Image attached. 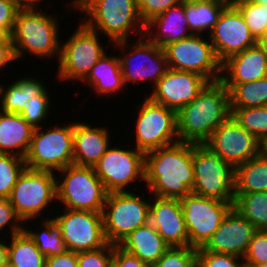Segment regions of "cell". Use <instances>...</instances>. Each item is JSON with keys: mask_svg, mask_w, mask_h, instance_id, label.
I'll use <instances>...</instances> for the list:
<instances>
[{"mask_svg": "<svg viewBox=\"0 0 267 267\" xmlns=\"http://www.w3.org/2000/svg\"><path fill=\"white\" fill-rule=\"evenodd\" d=\"M145 180L155 197L181 199L194 184L193 144L176 142L145 153Z\"/></svg>", "mask_w": 267, "mask_h": 267, "instance_id": "cell-1", "label": "cell"}, {"mask_svg": "<svg viewBox=\"0 0 267 267\" xmlns=\"http://www.w3.org/2000/svg\"><path fill=\"white\" fill-rule=\"evenodd\" d=\"M231 114L229 90L220 80L208 82L192 102L177 112L179 141L204 144Z\"/></svg>", "mask_w": 267, "mask_h": 267, "instance_id": "cell-2", "label": "cell"}, {"mask_svg": "<svg viewBox=\"0 0 267 267\" xmlns=\"http://www.w3.org/2000/svg\"><path fill=\"white\" fill-rule=\"evenodd\" d=\"M56 17L40 9L18 11L12 31V45L17 62L24 59L22 57L27 56L28 52L33 57L41 58V61L50 60L54 56L59 60L61 33L59 19Z\"/></svg>", "mask_w": 267, "mask_h": 267, "instance_id": "cell-3", "label": "cell"}, {"mask_svg": "<svg viewBox=\"0 0 267 267\" xmlns=\"http://www.w3.org/2000/svg\"><path fill=\"white\" fill-rule=\"evenodd\" d=\"M76 10L85 14L81 20L88 28L108 37L110 46L130 40L131 33L133 37L144 35L145 24L140 19L136 0H82Z\"/></svg>", "mask_w": 267, "mask_h": 267, "instance_id": "cell-4", "label": "cell"}, {"mask_svg": "<svg viewBox=\"0 0 267 267\" xmlns=\"http://www.w3.org/2000/svg\"><path fill=\"white\" fill-rule=\"evenodd\" d=\"M57 172L60 175L56 173L57 201L63 208L103 211L108 192L93 167L71 164Z\"/></svg>", "mask_w": 267, "mask_h": 267, "instance_id": "cell-5", "label": "cell"}, {"mask_svg": "<svg viewBox=\"0 0 267 267\" xmlns=\"http://www.w3.org/2000/svg\"><path fill=\"white\" fill-rule=\"evenodd\" d=\"M63 124L34 129L24 159L27 168L57 172L73 164L74 120Z\"/></svg>", "mask_w": 267, "mask_h": 267, "instance_id": "cell-6", "label": "cell"}, {"mask_svg": "<svg viewBox=\"0 0 267 267\" xmlns=\"http://www.w3.org/2000/svg\"><path fill=\"white\" fill-rule=\"evenodd\" d=\"M74 33L61 41L60 57L57 63L59 81H83L91 68L108 51L100 40V34L79 22Z\"/></svg>", "mask_w": 267, "mask_h": 267, "instance_id": "cell-7", "label": "cell"}, {"mask_svg": "<svg viewBox=\"0 0 267 267\" xmlns=\"http://www.w3.org/2000/svg\"><path fill=\"white\" fill-rule=\"evenodd\" d=\"M56 177L55 172L27 167L18 176L9 200L24 224L40 219L57 202Z\"/></svg>", "mask_w": 267, "mask_h": 267, "instance_id": "cell-8", "label": "cell"}, {"mask_svg": "<svg viewBox=\"0 0 267 267\" xmlns=\"http://www.w3.org/2000/svg\"><path fill=\"white\" fill-rule=\"evenodd\" d=\"M137 39L133 43H129L133 40L112 43L115 49L118 48L117 50L122 51L123 56L119 55L118 57L124 84L125 86L129 83L137 85V83L140 84V82L148 80L154 87L168 70L166 53L164 49L151 42L145 35L137 37ZM126 50L127 52H125Z\"/></svg>", "mask_w": 267, "mask_h": 267, "instance_id": "cell-9", "label": "cell"}, {"mask_svg": "<svg viewBox=\"0 0 267 267\" xmlns=\"http://www.w3.org/2000/svg\"><path fill=\"white\" fill-rule=\"evenodd\" d=\"M151 198L133 191L110 192L103 207L104 234L108 243L118 245L136 228L149 222Z\"/></svg>", "mask_w": 267, "mask_h": 267, "instance_id": "cell-10", "label": "cell"}, {"mask_svg": "<svg viewBox=\"0 0 267 267\" xmlns=\"http://www.w3.org/2000/svg\"><path fill=\"white\" fill-rule=\"evenodd\" d=\"M194 184L191 193L234 202L235 168L204 144H193Z\"/></svg>", "mask_w": 267, "mask_h": 267, "instance_id": "cell-11", "label": "cell"}, {"mask_svg": "<svg viewBox=\"0 0 267 267\" xmlns=\"http://www.w3.org/2000/svg\"><path fill=\"white\" fill-rule=\"evenodd\" d=\"M137 105L133 136L135 148L148 151L171 145L179 141L177 134V112L152 101L147 95Z\"/></svg>", "mask_w": 267, "mask_h": 267, "instance_id": "cell-12", "label": "cell"}, {"mask_svg": "<svg viewBox=\"0 0 267 267\" xmlns=\"http://www.w3.org/2000/svg\"><path fill=\"white\" fill-rule=\"evenodd\" d=\"M190 37L171 43L164 48L168 68L199 74L208 82L221 78V62L213 45L205 35Z\"/></svg>", "mask_w": 267, "mask_h": 267, "instance_id": "cell-13", "label": "cell"}, {"mask_svg": "<svg viewBox=\"0 0 267 267\" xmlns=\"http://www.w3.org/2000/svg\"><path fill=\"white\" fill-rule=\"evenodd\" d=\"M111 146L93 166L95 174L108 193L130 191L131 183L145 180V153L135 147Z\"/></svg>", "mask_w": 267, "mask_h": 267, "instance_id": "cell-14", "label": "cell"}, {"mask_svg": "<svg viewBox=\"0 0 267 267\" xmlns=\"http://www.w3.org/2000/svg\"><path fill=\"white\" fill-rule=\"evenodd\" d=\"M191 248H203L233 207V202L190 193L180 199Z\"/></svg>", "mask_w": 267, "mask_h": 267, "instance_id": "cell-15", "label": "cell"}, {"mask_svg": "<svg viewBox=\"0 0 267 267\" xmlns=\"http://www.w3.org/2000/svg\"><path fill=\"white\" fill-rule=\"evenodd\" d=\"M61 212H56L60 214L52 216V219L59 228L68 251L78 253L96 250L108 243L104 234L102 212L65 208Z\"/></svg>", "mask_w": 267, "mask_h": 267, "instance_id": "cell-16", "label": "cell"}, {"mask_svg": "<svg viewBox=\"0 0 267 267\" xmlns=\"http://www.w3.org/2000/svg\"><path fill=\"white\" fill-rule=\"evenodd\" d=\"M204 145L235 168L259 156L261 142L231 115L213 131Z\"/></svg>", "mask_w": 267, "mask_h": 267, "instance_id": "cell-17", "label": "cell"}, {"mask_svg": "<svg viewBox=\"0 0 267 267\" xmlns=\"http://www.w3.org/2000/svg\"><path fill=\"white\" fill-rule=\"evenodd\" d=\"M208 38L221 63L258 43L248 29L242 14L234 5H228L222 11L218 22L208 33Z\"/></svg>", "mask_w": 267, "mask_h": 267, "instance_id": "cell-18", "label": "cell"}, {"mask_svg": "<svg viewBox=\"0 0 267 267\" xmlns=\"http://www.w3.org/2000/svg\"><path fill=\"white\" fill-rule=\"evenodd\" d=\"M208 81L199 74L168 68L148 97L178 112L192 102Z\"/></svg>", "mask_w": 267, "mask_h": 267, "instance_id": "cell-19", "label": "cell"}, {"mask_svg": "<svg viewBox=\"0 0 267 267\" xmlns=\"http://www.w3.org/2000/svg\"><path fill=\"white\" fill-rule=\"evenodd\" d=\"M257 229L233 207L207 244L197 251L232 254L244 257Z\"/></svg>", "mask_w": 267, "mask_h": 267, "instance_id": "cell-20", "label": "cell"}, {"mask_svg": "<svg viewBox=\"0 0 267 267\" xmlns=\"http://www.w3.org/2000/svg\"><path fill=\"white\" fill-rule=\"evenodd\" d=\"M149 208V222L170 247L189 246L180 199L153 196Z\"/></svg>", "mask_w": 267, "mask_h": 267, "instance_id": "cell-21", "label": "cell"}, {"mask_svg": "<svg viewBox=\"0 0 267 267\" xmlns=\"http://www.w3.org/2000/svg\"><path fill=\"white\" fill-rule=\"evenodd\" d=\"M267 77V54L257 43L221 63L223 84H242Z\"/></svg>", "mask_w": 267, "mask_h": 267, "instance_id": "cell-22", "label": "cell"}, {"mask_svg": "<svg viewBox=\"0 0 267 267\" xmlns=\"http://www.w3.org/2000/svg\"><path fill=\"white\" fill-rule=\"evenodd\" d=\"M109 134L107 127L74 121L73 164L93 167L110 146Z\"/></svg>", "mask_w": 267, "mask_h": 267, "instance_id": "cell-23", "label": "cell"}, {"mask_svg": "<svg viewBox=\"0 0 267 267\" xmlns=\"http://www.w3.org/2000/svg\"><path fill=\"white\" fill-rule=\"evenodd\" d=\"M144 35L161 49L190 37L192 33L185 17L184 2L171 6L167 11L147 22Z\"/></svg>", "mask_w": 267, "mask_h": 267, "instance_id": "cell-24", "label": "cell"}, {"mask_svg": "<svg viewBox=\"0 0 267 267\" xmlns=\"http://www.w3.org/2000/svg\"><path fill=\"white\" fill-rule=\"evenodd\" d=\"M45 87L44 81L29 75L17 78L8 86L0 83V110L21 114L32 101H51V92Z\"/></svg>", "mask_w": 267, "mask_h": 267, "instance_id": "cell-25", "label": "cell"}, {"mask_svg": "<svg viewBox=\"0 0 267 267\" xmlns=\"http://www.w3.org/2000/svg\"><path fill=\"white\" fill-rule=\"evenodd\" d=\"M118 246L148 266L156 263L170 248L150 222L133 230Z\"/></svg>", "mask_w": 267, "mask_h": 267, "instance_id": "cell-26", "label": "cell"}, {"mask_svg": "<svg viewBox=\"0 0 267 267\" xmlns=\"http://www.w3.org/2000/svg\"><path fill=\"white\" fill-rule=\"evenodd\" d=\"M103 55L97 63L91 68V71L87 77L82 81L88 84V88L92 89L96 96H104L109 98L110 96L118 94L121 90L127 89L124 84L120 60L115 53ZM113 94V95H112Z\"/></svg>", "mask_w": 267, "mask_h": 267, "instance_id": "cell-27", "label": "cell"}, {"mask_svg": "<svg viewBox=\"0 0 267 267\" xmlns=\"http://www.w3.org/2000/svg\"><path fill=\"white\" fill-rule=\"evenodd\" d=\"M34 128L20 114L0 110V153L25 159Z\"/></svg>", "mask_w": 267, "mask_h": 267, "instance_id": "cell-28", "label": "cell"}, {"mask_svg": "<svg viewBox=\"0 0 267 267\" xmlns=\"http://www.w3.org/2000/svg\"><path fill=\"white\" fill-rule=\"evenodd\" d=\"M227 6V3L220 0L184 2L185 17L190 32L195 35H204V32L205 34L210 33Z\"/></svg>", "mask_w": 267, "mask_h": 267, "instance_id": "cell-29", "label": "cell"}, {"mask_svg": "<svg viewBox=\"0 0 267 267\" xmlns=\"http://www.w3.org/2000/svg\"><path fill=\"white\" fill-rule=\"evenodd\" d=\"M267 192V159L261 154L235 167L234 195Z\"/></svg>", "mask_w": 267, "mask_h": 267, "instance_id": "cell-30", "label": "cell"}, {"mask_svg": "<svg viewBox=\"0 0 267 267\" xmlns=\"http://www.w3.org/2000/svg\"><path fill=\"white\" fill-rule=\"evenodd\" d=\"M9 238L8 265L10 267H45V255L39 251L24 230Z\"/></svg>", "mask_w": 267, "mask_h": 267, "instance_id": "cell-31", "label": "cell"}, {"mask_svg": "<svg viewBox=\"0 0 267 267\" xmlns=\"http://www.w3.org/2000/svg\"><path fill=\"white\" fill-rule=\"evenodd\" d=\"M230 94V108L267 106V77L242 84H224Z\"/></svg>", "mask_w": 267, "mask_h": 267, "instance_id": "cell-32", "label": "cell"}, {"mask_svg": "<svg viewBox=\"0 0 267 267\" xmlns=\"http://www.w3.org/2000/svg\"><path fill=\"white\" fill-rule=\"evenodd\" d=\"M233 208L257 230H267V192L234 195Z\"/></svg>", "mask_w": 267, "mask_h": 267, "instance_id": "cell-33", "label": "cell"}, {"mask_svg": "<svg viewBox=\"0 0 267 267\" xmlns=\"http://www.w3.org/2000/svg\"><path fill=\"white\" fill-rule=\"evenodd\" d=\"M42 229L36 231V229H29L24 225L23 230L33 240L39 251L45 255V257L62 254L67 251V247L61 236L59 228L56 226L52 217L44 219L42 216Z\"/></svg>", "mask_w": 267, "mask_h": 267, "instance_id": "cell-34", "label": "cell"}, {"mask_svg": "<svg viewBox=\"0 0 267 267\" xmlns=\"http://www.w3.org/2000/svg\"><path fill=\"white\" fill-rule=\"evenodd\" d=\"M234 119L260 142L267 138V106L231 108Z\"/></svg>", "mask_w": 267, "mask_h": 267, "instance_id": "cell-35", "label": "cell"}, {"mask_svg": "<svg viewBox=\"0 0 267 267\" xmlns=\"http://www.w3.org/2000/svg\"><path fill=\"white\" fill-rule=\"evenodd\" d=\"M26 168L25 160L12 154L0 153V198H9L18 176Z\"/></svg>", "mask_w": 267, "mask_h": 267, "instance_id": "cell-36", "label": "cell"}, {"mask_svg": "<svg viewBox=\"0 0 267 267\" xmlns=\"http://www.w3.org/2000/svg\"><path fill=\"white\" fill-rule=\"evenodd\" d=\"M234 6L242 14L251 34L259 41L267 30V4L236 2Z\"/></svg>", "mask_w": 267, "mask_h": 267, "instance_id": "cell-37", "label": "cell"}, {"mask_svg": "<svg viewBox=\"0 0 267 267\" xmlns=\"http://www.w3.org/2000/svg\"><path fill=\"white\" fill-rule=\"evenodd\" d=\"M197 249L190 246L170 247L163 256L150 267H196Z\"/></svg>", "mask_w": 267, "mask_h": 267, "instance_id": "cell-38", "label": "cell"}, {"mask_svg": "<svg viewBox=\"0 0 267 267\" xmlns=\"http://www.w3.org/2000/svg\"><path fill=\"white\" fill-rule=\"evenodd\" d=\"M245 267H257L267 262V230H257L243 257Z\"/></svg>", "mask_w": 267, "mask_h": 267, "instance_id": "cell-39", "label": "cell"}, {"mask_svg": "<svg viewBox=\"0 0 267 267\" xmlns=\"http://www.w3.org/2000/svg\"><path fill=\"white\" fill-rule=\"evenodd\" d=\"M196 267H245V264L240 256L212 251H197Z\"/></svg>", "mask_w": 267, "mask_h": 267, "instance_id": "cell-40", "label": "cell"}, {"mask_svg": "<svg viewBox=\"0 0 267 267\" xmlns=\"http://www.w3.org/2000/svg\"><path fill=\"white\" fill-rule=\"evenodd\" d=\"M113 244L107 243L96 250L78 252V267H112Z\"/></svg>", "mask_w": 267, "mask_h": 267, "instance_id": "cell-41", "label": "cell"}, {"mask_svg": "<svg viewBox=\"0 0 267 267\" xmlns=\"http://www.w3.org/2000/svg\"><path fill=\"white\" fill-rule=\"evenodd\" d=\"M7 227V228H6ZM9 227V228H8ZM6 228V229H5ZM24 223L17 216L9 198H0V233L11 230L9 237L23 231ZM3 234L0 235V237Z\"/></svg>", "mask_w": 267, "mask_h": 267, "instance_id": "cell-42", "label": "cell"}, {"mask_svg": "<svg viewBox=\"0 0 267 267\" xmlns=\"http://www.w3.org/2000/svg\"><path fill=\"white\" fill-rule=\"evenodd\" d=\"M180 2L182 0H136L140 19L144 24Z\"/></svg>", "mask_w": 267, "mask_h": 267, "instance_id": "cell-43", "label": "cell"}, {"mask_svg": "<svg viewBox=\"0 0 267 267\" xmlns=\"http://www.w3.org/2000/svg\"><path fill=\"white\" fill-rule=\"evenodd\" d=\"M51 103V101H32L20 115L34 129L42 127V123L47 119L48 115L51 114L49 113L52 108Z\"/></svg>", "mask_w": 267, "mask_h": 267, "instance_id": "cell-44", "label": "cell"}, {"mask_svg": "<svg viewBox=\"0 0 267 267\" xmlns=\"http://www.w3.org/2000/svg\"><path fill=\"white\" fill-rule=\"evenodd\" d=\"M113 267H150L118 245L113 244Z\"/></svg>", "mask_w": 267, "mask_h": 267, "instance_id": "cell-45", "label": "cell"}, {"mask_svg": "<svg viewBox=\"0 0 267 267\" xmlns=\"http://www.w3.org/2000/svg\"><path fill=\"white\" fill-rule=\"evenodd\" d=\"M18 11L9 0H0V27L6 28L12 34Z\"/></svg>", "mask_w": 267, "mask_h": 267, "instance_id": "cell-46", "label": "cell"}, {"mask_svg": "<svg viewBox=\"0 0 267 267\" xmlns=\"http://www.w3.org/2000/svg\"><path fill=\"white\" fill-rule=\"evenodd\" d=\"M45 267H78V253L66 251L45 258Z\"/></svg>", "mask_w": 267, "mask_h": 267, "instance_id": "cell-47", "label": "cell"}, {"mask_svg": "<svg viewBox=\"0 0 267 267\" xmlns=\"http://www.w3.org/2000/svg\"><path fill=\"white\" fill-rule=\"evenodd\" d=\"M13 45L12 44H0V71L5 67L9 68L8 65L11 62H16Z\"/></svg>", "mask_w": 267, "mask_h": 267, "instance_id": "cell-48", "label": "cell"}, {"mask_svg": "<svg viewBox=\"0 0 267 267\" xmlns=\"http://www.w3.org/2000/svg\"><path fill=\"white\" fill-rule=\"evenodd\" d=\"M19 10H36L40 4L45 0H9ZM38 4V5H37ZM37 5V7H36Z\"/></svg>", "mask_w": 267, "mask_h": 267, "instance_id": "cell-49", "label": "cell"}, {"mask_svg": "<svg viewBox=\"0 0 267 267\" xmlns=\"http://www.w3.org/2000/svg\"><path fill=\"white\" fill-rule=\"evenodd\" d=\"M7 236L8 235L6 233L5 236L3 235L1 237L2 239L0 238V267H6L8 265V242L6 240Z\"/></svg>", "mask_w": 267, "mask_h": 267, "instance_id": "cell-50", "label": "cell"}, {"mask_svg": "<svg viewBox=\"0 0 267 267\" xmlns=\"http://www.w3.org/2000/svg\"><path fill=\"white\" fill-rule=\"evenodd\" d=\"M0 44H12V34L4 27H0Z\"/></svg>", "mask_w": 267, "mask_h": 267, "instance_id": "cell-51", "label": "cell"}, {"mask_svg": "<svg viewBox=\"0 0 267 267\" xmlns=\"http://www.w3.org/2000/svg\"><path fill=\"white\" fill-rule=\"evenodd\" d=\"M260 154L267 159V138H265L260 145Z\"/></svg>", "mask_w": 267, "mask_h": 267, "instance_id": "cell-52", "label": "cell"}, {"mask_svg": "<svg viewBox=\"0 0 267 267\" xmlns=\"http://www.w3.org/2000/svg\"><path fill=\"white\" fill-rule=\"evenodd\" d=\"M258 43L264 48L267 54V30L265 35L258 41Z\"/></svg>", "mask_w": 267, "mask_h": 267, "instance_id": "cell-53", "label": "cell"}, {"mask_svg": "<svg viewBox=\"0 0 267 267\" xmlns=\"http://www.w3.org/2000/svg\"><path fill=\"white\" fill-rule=\"evenodd\" d=\"M72 2L68 3V5H71V6H68L69 8L66 10L67 11V14L71 11L72 12V9L75 10V7L82 1V0H71ZM72 8V9H71Z\"/></svg>", "mask_w": 267, "mask_h": 267, "instance_id": "cell-54", "label": "cell"}, {"mask_svg": "<svg viewBox=\"0 0 267 267\" xmlns=\"http://www.w3.org/2000/svg\"><path fill=\"white\" fill-rule=\"evenodd\" d=\"M238 2H248L254 4H267V0H240Z\"/></svg>", "mask_w": 267, "mask_h": 267, "instance_id": "cell-55", "label": "cell"}, {"mask_svg": "<svg viewBox=\"0 0 267 267\" xmlns=\"http://www.w3.org/2000/svg\"><path fill=\"white\" fill-rule=\"evenodd\" d=\"M223 1L225 3H227L228 5H234L236 2L240 1V0H220Z\"/></svg>", "mask_w": 267, "mask_h": 267, "instance_id": "cell-56", "label": "cell"}, {"mask_svg": "<svg viewBox=\"0 0 267 267\" xmlns=\"http://www.w3.org/2000/svg\"><path fill=\"white\" fill-rule=\"evenodd\" d=\"M257 267H267V262L258 265Z\"/></svg>", "mask_w": 267, "mask_h": 267, "instance_id": "cell-57", "label": "cell"}, {"mask_svg": "<svg viewBox=\"0 0 267 267\" xmlns=\"http://www.w3.org/2000/svg\"><path fill=\"white\" fill-rule=\"evenodd\" d=\"M183 2H186V1H199V0H182Z\"/></svg>", "mask_w": 267, "mask_h": 267, "instance_id": "cell-58", "label": "cell"}]
</instances>
